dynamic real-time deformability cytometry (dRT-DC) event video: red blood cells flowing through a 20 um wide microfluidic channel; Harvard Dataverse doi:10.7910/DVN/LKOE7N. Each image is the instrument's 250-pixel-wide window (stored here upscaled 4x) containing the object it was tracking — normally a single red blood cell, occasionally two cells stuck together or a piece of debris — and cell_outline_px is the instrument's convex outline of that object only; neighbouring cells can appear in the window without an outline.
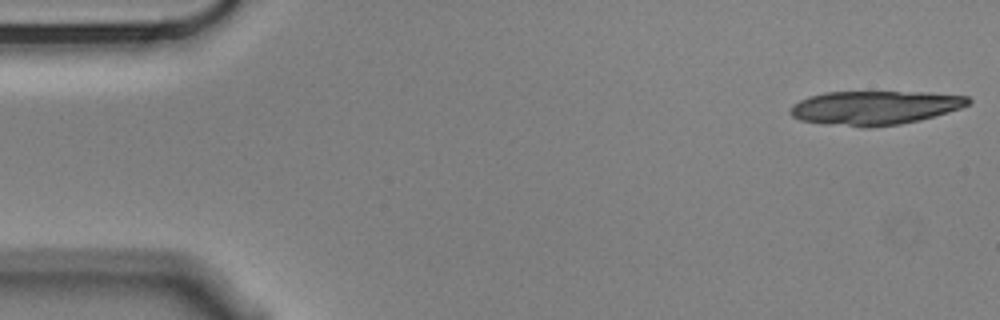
{"species": "Egyptian fruit bat (a non-hibernating species)", "species_latin": "Rousettus aegyptiacus", "temperature_condition": "cold", "stored_images_in_passage": 16, "camera_frame_rate_fps": 3000, "um_per_image_px": 0.085, "animal": {"sex": "male"}, "frame": {"image": 1, "passage_image": 1, "time_ms": 0.0, "image_size_px": [1000, 320], "cell_outline_px": [[972, 100], [968, 104], [960, 108], [948, 112], [920, 120], [900, 124], [872, 128], [864, 128], [824, 124], [800, 120], [792, 116], [788, 112], [788, 108], [792, 104], [808, 96], [824, 92], [928, 92], [968, 96]], "centroid_in_image_um": [74.31, 9.16], "position_along_channel_um": 10.7, "area_um2": 35.66}}